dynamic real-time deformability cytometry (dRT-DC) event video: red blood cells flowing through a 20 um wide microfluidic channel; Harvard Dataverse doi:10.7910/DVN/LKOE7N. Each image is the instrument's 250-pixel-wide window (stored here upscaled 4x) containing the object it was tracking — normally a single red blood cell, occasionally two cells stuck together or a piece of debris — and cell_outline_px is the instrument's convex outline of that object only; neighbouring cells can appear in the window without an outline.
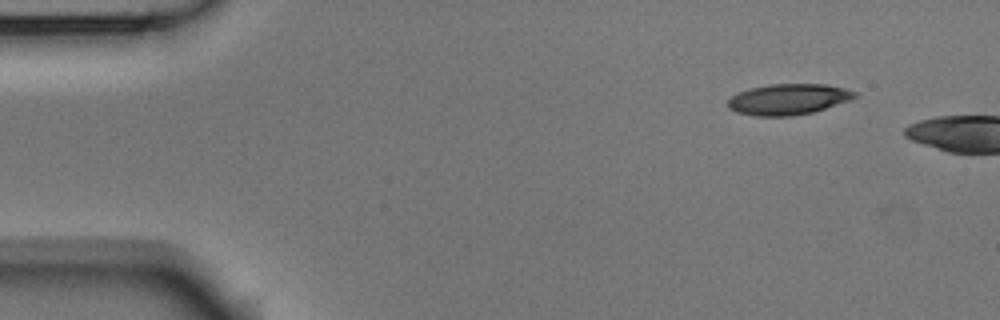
{"species": "Egyptian fruit bat (a non-hibernating species)", "species_latin": "Rousettus aegyptiacus", "temperature_condition": "room temperature", "stored_images_in_passage": 5, "camera_frame_rate_fps": 3000, "um_per_image_px": 0.085, "animal": {"sex": "male"}, "frame": {"image": 1, "passage_image": 1, "time_ms": 0.0, "image_size_px": [1000, 320], "cell_outline_px": [[856, 96], [848, 100], [812, 112], [792, 116], [756, 116], [736, 112], [728, 108], [728, 100], [732, 96], [740, 92], [752, 88], [772, 84], [824, 84], [844, 88], [856, 92]], "centroid_in_image_um": [66.97, 8.44], "position_along_channel_um": 18.0, "area_um2": 22.43}}